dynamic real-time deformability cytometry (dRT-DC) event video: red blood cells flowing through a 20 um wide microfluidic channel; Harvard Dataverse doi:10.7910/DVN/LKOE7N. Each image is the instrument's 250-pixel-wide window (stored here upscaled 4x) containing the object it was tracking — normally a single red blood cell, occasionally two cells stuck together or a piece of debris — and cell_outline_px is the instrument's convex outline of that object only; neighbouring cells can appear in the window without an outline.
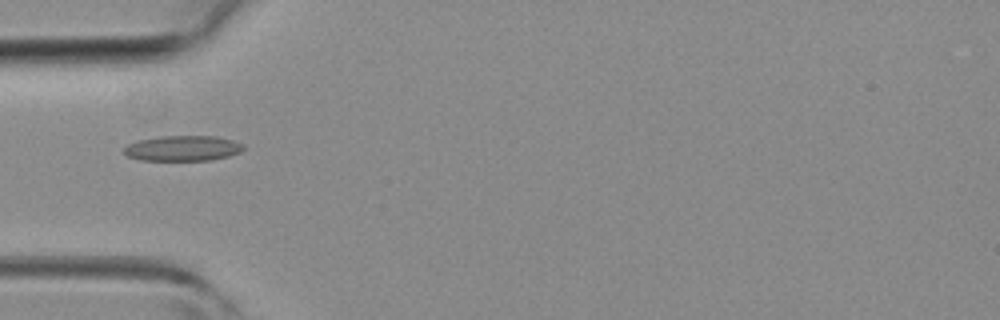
{"species": "common noctule bat (a hibernating species)", "species_latin": "Nyctalus noctula", "temperature_condition": "room temperature", "stored_images_in_passage": 32, "camera_frame_rate_fps": 3000, "um_per_image_px": 0.085, "animal": {"sex": "female", "body_mass_g": 19.3, "forearm_length_mm": 54.1}, "frame": {"image": 1, "passage_image": 1, "time_ms": 0.0, "image_size_px": [1000, 320], "cell_outline_px": [[244, 148], [240, 152], [228, 156], [212, 160], [140, 160], [128, 156], [124, 152], [124, 148], [128, 144], [136, 140], [160, 136], [216, 136], [232, 140], [240, 144]], "centroid_in_image_um": [15.5, 12.6], "position_along_channel_um": 69.5, "area_um2": 17.57}}
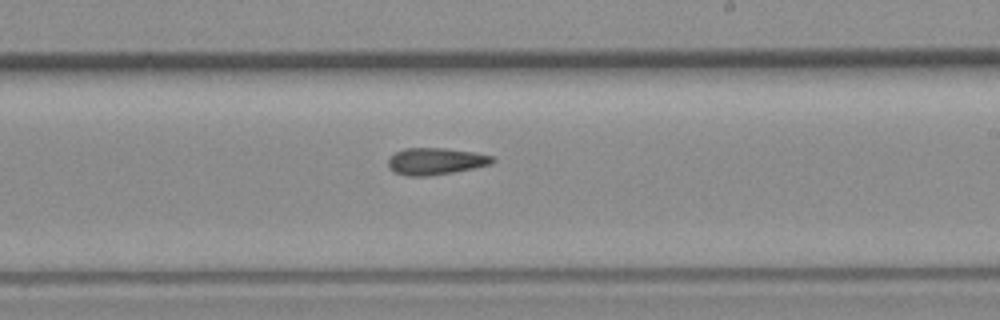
{"frame": {"image": 2, "passage_image": 13, "time_ms": 4.0, "image_size_px": [1000, 320], "cell_outline_px": [[496, 160], [492, 164], [452, 172], [428, 176], [408, 176], [396, 172], [388, 168], [388, 160], [396, 152], [404, 148], [444, 148], [476, 152], [492, 156]], "centroid_in_image_um": [37.04, 13.7], "position_along_channel_um": 252.0, "area_um2": 16.24}}
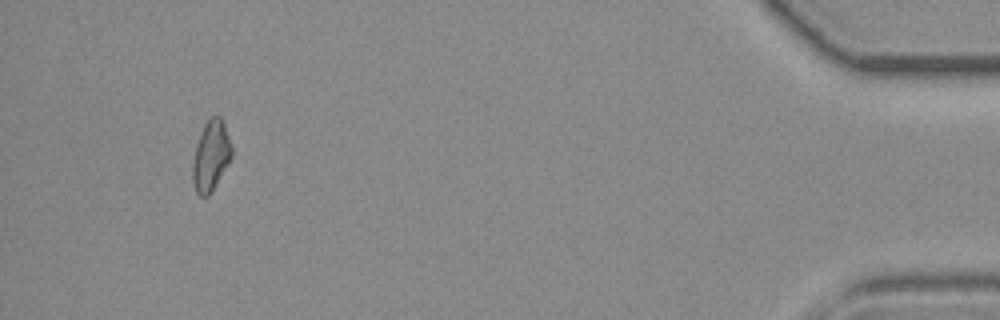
{"frame": {"image": 3, "passage_image": 29, "time_ms": 9.333, "image_size_px": [1000, 320], "cell_outline_px": [[232, 156], [228, 164], [208, 196], [200, 196], [196, 192], [192, 180], [192, 164], [196, 144], [204, 124], [212, 116], [220, 116], [224, 120], [232, 148]], "centroid_in_image_um": [17.92, 13.22], "position_along_channel_um": 417.3, "area_um2": 15.95}}